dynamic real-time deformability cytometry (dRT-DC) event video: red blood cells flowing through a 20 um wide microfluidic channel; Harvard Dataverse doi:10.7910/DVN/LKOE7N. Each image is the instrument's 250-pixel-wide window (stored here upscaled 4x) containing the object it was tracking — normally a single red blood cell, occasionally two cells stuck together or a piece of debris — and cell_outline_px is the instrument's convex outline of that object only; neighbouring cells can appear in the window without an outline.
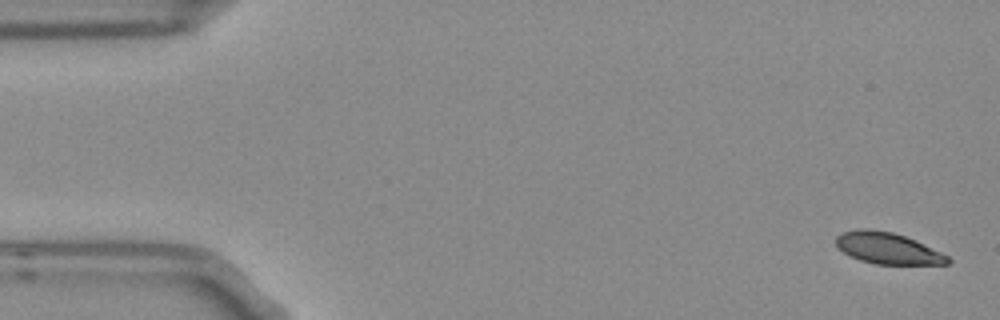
{"species": "Egyptian fruit bat (a non-hibernating species)", "species_latin": "Rousettus aegyptiacus", "temperature_condition": "room temperature", "stored_images_in_passage": 10, "camera_frame_rate_fps": 3000, "um_per_image_px": 0.085, "frame": {"image": 1, "passage_image": 1, "time_ms": 0.0, "image_size_px": [1000, 320], "cell_outline_px": [[952, 260], [948, 264], [876, 264], [860, 260], [844, 252], [836, 244], [836, 236], [840, 232], [856, 228], [872, 228], [892, 232], [916, 240], [948, 256]], "centroid_in_image_um": [75.43, 21.08], "position_along_channel_um": 9.6, "area_um2": 20.46}}
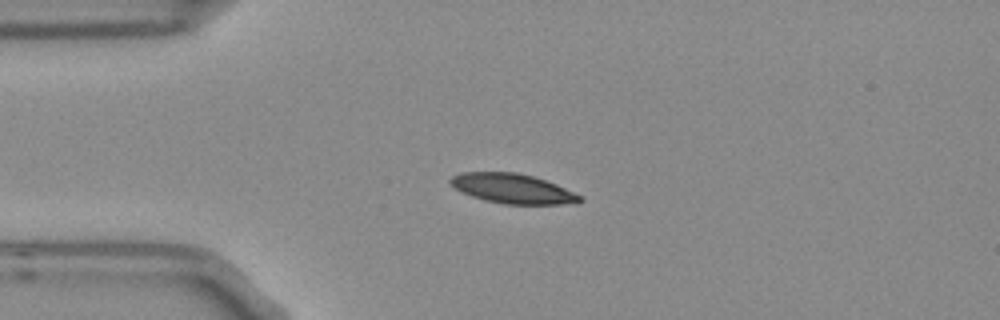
{"frame": {"image": 2, "passage_image": 4, "time_ms": 1.0, "image_size_px": [1000, 320], "cell_outline_px": [[584, 200], [560, 204], [504, 204], [484, 200], [472, 196], [456, 188], [448, 180], [452, 176], [460, 172], [516, 172], [532, 176], [556, 184], [580, 196]], "centroid_in_image_um": [43.52, 16.02], "position_along_channel_um": 41.5, "area_um2": 21.96}}
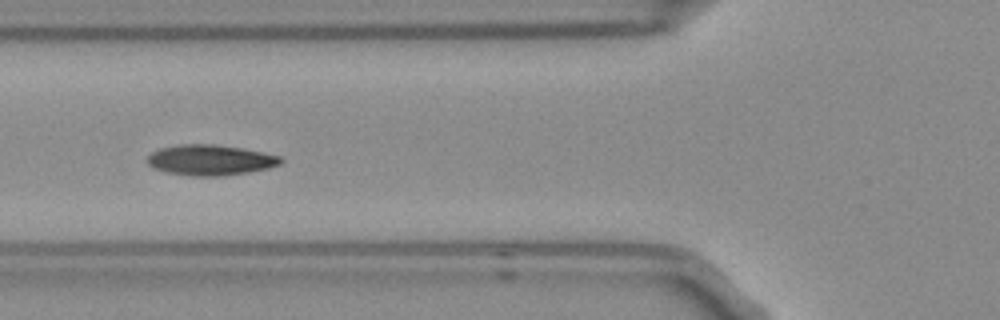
{"frame": {"image": 3, "passage_image": 6, "time_ms": 1.667, "image_size_px": [1000, 320], "cell_outline_px": [[284, 160], [280, 164], [268, 168], [248, 172], [220, 176], [192, 176], [168, 172], [156, 168], [148, 164], [148, 156], [152, 152], [160, 148], [180, 144], [216, 144], [244, 148], [264, 152], [280, 156]], "centroid_in_image_um": [17.92, 13.59], "position_along_channel_um": 107.9, "area_um2": 23.7}}